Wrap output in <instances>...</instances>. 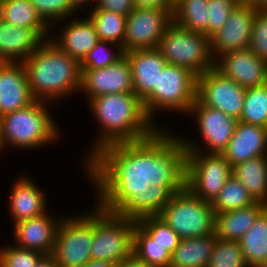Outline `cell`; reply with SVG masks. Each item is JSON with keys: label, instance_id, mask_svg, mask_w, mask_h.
Here are the masks:
<instances>
[{"label": "cell", "instance_id": "6da1fadb", "mask_svg": "<svg viewBox=\"0 0 267 267\" xmlns=\"http://www.w3.org/2000/svg\"><path fill=\"white\" fill-rule=\"evenodd\" d=\"M159 128L140 141L102 147L84 165L97 205L133 220L158 216L175 193L186 189L187 149Z\"/></svg>", "mask_w": 267, "mask_h": 267}, {"label": "cell", "instance_id": "7a4b0ae2", "mask_svg": "<svg viewBox=\"0 0 267 267\" xmlns=\"http://www.w3.org/2000/svg\"><path fill=\"white\" fill-rule=\"evenodd\" d=\"M87 102L102 131L91 145L85 163L104 146L140 141L159 129L149 119L143 102L135 93L105 94L87 99Z\"/></svg>", "mask_w": 267, "mask_h": 267}, {"label": "cell", "instance_id": "3957f363", "mask_svg": "<svg viewBox=\"0 0 267 267\" xmlns=\"http://www.w3.org/2000/svg\"><path fill=\"white\" fill-rule=\"evenodd\" d=\"M23 63L29 89L35 100L53 103L81 88L80 63L59 49L50 39Z\"/></svg>", "mask_w": 267, "mask_h": 267}, {"label": "cell", "instance_id": "277c9868", "mask_svg": "<svg viewBox=\"0 0 267 267\" xmlns=\"http://www.w3.org/2000/svg\"><path fill=\"white\" fill-rule=\"evenodd\" d=\"M46 101L34 100L30 105L0 118L2 146L36 149L58 138L59 130L46 109Z\"/></svg>", "mask_w": 267, "mask_h": 267}, {"label": "cell", "instance_id": "5b68a950", "mask_svg": "<svg viewBox=\"0 0 267 267\" xmlns=\"http://www.w3.org/2000/svg\"><path fill=\"white\" fill-rule=\"evenodd\" d=\"M94 209L91 260L117 264L133 253L137 221L107 212L99 205Z\"/></svg>", "mask_w": 267, "mask_h": 267}, {"label": "cell", "instance_id": "8992f818", "mask_svg": "<svg viewBox=\"0 0 267 267\" xmlns=\"http://www.w3.org/2000/svg\"><path fill=\"white\" fill-rule=\"evenodd\" d=\"M167 64L188 68L201 75L214 67L210 38L172 22L157 47Z\"/></svg>", "mask_w": 267, "mask_h": 267}, {"label": "cell", "instance_id": "52a82bcc", "mask_svg": "<svg viewBox=\"0 0 267 267\" xmlns=\"http://www.w3.org/2000/svg\"><path fill=\"white\" fill-rule=\"evenodd\" d=\"M197 75L188 68L167 64L159 74L158 85L142 101L146 114L153 120L158 110L188 113L196 100Z\"/></svg>", "mask_w": 267, "mask_h": 267}, {"label": "cell", "instance_id": "ba28073f", "mask_svg": "<svg viewBox=\"0 0 267 267\" xmlns=\"http://www.w3.org/2000/svg\"><path fill=\"white\" fill-rule=\"evenodd\" d=\"M180 239L215 233V212L211 202L194 196L187 188L175 193L158 214Z\"/></svg>", "mask_w": 267, "mask_h": 267}, {"label": "cell", "instance_id": "9c48e42d", "mask_svg": "<svg viewBox=\"0 0 267 267\" xmlns=\"http://www.w3.org/2000/svg\"><path fill=\"white\" fill-rule=\"evenodd\" d=\"M85 214L62 217L52 252L60 267H82L91 260L93 210Z\"/></svg>", "mask_w": 267, "mask_h": 267}, {"label": "cell", "instance_id": "30bf717a", "mask_svg": "<svg viewBox=\"0 0 267 267\" xmlns=\"http://www.w3.org/2000/svg\"><path fill=\"white\" fill-rule=\"evenodd\" d=\"M233 167L222 154L187 151L186 188L212 202L232 176Z\"/></svg>", "mask_w": 267, "mask_h": 267}, {"label": "cell", "instance_id": "8fae6325", "mask_svg": "<svg viewBox=\"0 0 267 267\" xmlns=\"http://www.w3.org/2000/svg\"><path fill=\"white\" fill-rule=\"evenodd\" d=\"M245 90L214 67L197 76L196 99L236 120L243 110Z\"/></svg>", "mask_w": 267, "mask_h": 267}, {"label": "cell", "instance_id": "7c38bea8", "mask_svg": "<svg viewBox=\"0 0 267 267\" xmlns=\"http://www.w3.org/2000/svg\"><path fill=\"white\" fill-rule=\"evenodd\" d=\"M187 114H192V116L195 114L194 116L198 123L197 126L200 130L199 133L204 140L203 144H206V147L204 146L203 148L202 146H196L195 142L192 144V141L179 137L187 151L222 154L234 133L238 120L229 117L218 109L200 103L197 99Z\"/></svg>", "mask_w": 267, "mask_h": 267}, {"label": "cell", "instance_id": "4fadbf2b", "mask_svg": "<svg viewBox=\"0 0 267 267\" xmlns=\"http://www.w3.org/2000/svg\"><path fill=\"white\" fill-rule=\"evenodd\" d=\"M172 14V11L166 9L134 8L126 16L124 53L157 48L166 29L173 22Z\"/></svg>", "mask_w": 267, "mask_h": 267}, {"label": "cell", "instance_id": "5bb4252c", "mask_svg": "<svg viewBox=\"0 0 267 267\" xmlns=\"http://www.w3.org/2000/svg\"><path fill=\"white\" fill-rule=\"evenodd\" d=\"M80 70V91L89 100L105 94L134 93L131 65L125 54L104 68Z\"/></svg>", "mask_w": 267, "mask_h": 267}, {"label": "cell", "instance_id": "9a60e30c", "mask_svg": "<svg viewBox=\"0 0 267 267\" xmlns=\"http://www.w3.org/2000/svg\"><path fill=\"white\" fill-rule=\"evenodd\" d=\"M258 9L250 4H238L226 24L210 38L213 60L225 53L248 48L252 23Z\"/></svg>", "mask_w": 267, "mask_h": 267}, {"label": "cell", "instance_id": "2e32d148", "mask_svg": "<svg viewBox=\"0 0 267 267\" xmlns=\"http://www.w3.org/2000/svg\"><path fill=\"white\" fill-rule=\"evenodd\" d=\"M214 68L244 89L267 84V61L249 48L223 54L214 61Z\"/></svg>", "mask_w": 267, "mask_h": 267}, {"label": "cell", "instance_id": "e0dca14e", "mask_svg": "<svg viewBox=\"0 0 267 267\" xmlns=\"http://www.w3.org/2000/svg\"><path fill=\"white\" fill-rule=\"evenodd\" d=\"M34 100L24 63L0 62V118Z\"/></svg>", "mask_w": 267, "mask_h": 267}, {"label": "cell", "instance_id": "ac0fdd59", "mask_svg": "<svg viewBox=\"0 0 267 267\" xmlns=\"http://www.w3.org/2000/svg\"><path fill=\"white\" fill-rule=\"evenodd\" d=\"M48 211L40 216L25 219L14 224L16 246L38 251L44 255L52 254L56 233L62 218H52Z\"/></svg>", "mask_w": 267, "mask_h": 267}, {"label": "cell", "instance_id": "d6986e66", "mask_svg": "<svg viewBox=\"0 0 267 267\" xmlns=\"http://www.w3.org/2000/svg\"><path fill=\"white\" fill-rule=\"evenodd\" d=\"M124 54L131 65L134 93L143 101L158 85L159 74L167 62L158 48L133 50Z\"/></svg>", "mask_w": 267, "mask_h": 267}, {"label": "cell", "instance_id": "ffe728a7", "mask_svg": "<svg viewBox=\"0 0 267 267\" xmlns=\"http://www.w3.org/2000/svg\"><path fill=\"white\" fill-rule=\"evenodd\" d=\"M222 155L232 167L251 158L267 155V128L237 121Z\"/></svg>", "mask_w": 267, "mask_h": 267}, {"label": "cell", "instance_id": "44dd1931", "mask_svg": "<svg viewBox=\"0 0 267 267\" xmlns=\"http://www.w3.org/2000/svg\"><path fill=\"white\" fill-rule=\"evenodd\" d=\"M46 40L35 30L0 21V62L23 63Z\"/></svg>", "mask_w": 267, "mask_h": 267}, {"label": "cell", "instance_id": "7402d4cb", "mask_svg": "<svg viewBox=\"0 0 267 267\" xmlns=\"http://www.w3.org/2000/svg\"><path fill=\"white\" fill-rule=\"evenodd\" d=\"M59 49L75 58L79 63L95 47L99 41L95 27L86 17L82 20L73 18L57 38H49Z\"/></svg>", "mask_w": 267, "mask_h": 267}, {"label": "cell", "instance_id": "603a6c76", "mask_svg": "<svg viewBox=\"0 0 267 267\" xmlns=\"http://www.w3.org/2000/svg\"><path fill=\"white\" fill-rule=\"evenodd\" d=\"M45 195L28 176L22 175L16 180L9 197V211L14 223L46 213Z\"/></svg>", "mask_w": 267, "mask_h": 267}, {"label": "cell", "instance_id": "cb8c5ba5", "mask_svg": "<svg viewBox=\"0 0 267 267\" xmlns=\"http://www.w3.org/2000/svg\"><path fill=\"white\" fill-rule=\"evenodd\" d=\"M266 207V204L255 202L245 208L216 213V236L223 240L239 241Z\"/></svg>", "mask_w": 267, "mask_h": 267}, {"label": "cell", "instance_id": "d4e9b609", "mask_svg": "<svg viewBox=\"0 0 267 267\" xmlns=\"http://www.w3.org/2000/svg\"><path fill=\"white\" fill-rule=\"evenodd\" d=\"M215 243V233L180 239L178 246L171 254L169 267H207Z\"/></svg>", "mask_w": 267, "mask_h": 267}, {"label": "cell", "instance_id": "484cf974", "mask_svg": "<svg viewBox=\"0 0 267 267\" xmlns=\"http://www.w3.org/2000/svg\"><path fill=\"white\" fill-rule=\"evenodd\" d=\"M232 174L243 184L255 202L267 205V155L233 166Z\"/></svg>", "mask_w": 267, "mask_h": 267}, {"label": "cell", "instance_id": "4316f807", "mask_svg": "<svg viewBox=\"0 0 267 267\" xmlns=\"http://www.w3.org/2000/svg\"><path fill=\"white\" fill-rule=\"evenodd\" d=\"M247 267L267 266V207L239 240Z\"/></svg>", "mask_w": 267, "mask_h": 267}, {"label": "cell", "instance_id": "83f0119b", "mask_svg": "<svg viewBox=\"0 0 267 267\" xmlns=\"http://www.w3.org/2000/svg\"><path fill=\"white\" fill-rule=\"evenodd\" d=\"M0 8L3 21L18 27L35 29L48 40L51 27L37 13L30 0H1Z\"/></svg>", "mask_w": 267, "mask_h": 267}, {"label": "cell", "instance_id": "f1b7e54d", "mask_svg": "<svg viewBox=\"0 0 267 267\" xmlns=\"http://www.w3.org/2000/svg\"><path fill=\"white\" fill-rule=\"evenodd\" d=\"M172 17L178 26L208 36V0H178Z\"/></svg>", "mask_w": 267, "mask_h": 267}, {"label": "cell", "instance_id": "f546056e", "mask_svg": "<svg viewBox=\"0 0 267 267\" xmlns=\"http://www.w3.org/2000/svg\"><path fill=\"white\" fill-rule=\"evenodd\" d=\"M95 27L99 40L120 45L124 51L126 16L105 10H92L88 17Z\"/></svg>", "mask_w": 267, "mask_h": 267}, {"label": "cell", "instance_id": "4dcf8cb0", "mask_svg": "<svg viewBox=\"0 0 267 267\" xmlns=\"http://www.w3.org/2000/svg\"><path fill=\"white\" fill-rule=\"evenodd\" d=\"M133 252L149 267H169L171 262V253L156 243L137 223Z\"/></svg>", "mask_w": 267, "mask_h": 267}, {"label": "cell", "instance_id": "1f68e13d", "mask_svg": "<svg viewBox=\"0 0 267 267\" xmlns=\"http://www.w3.org/2000/svg\"><path fill=\"white\" fill-rule=\"evenodd\" d=\"M255 201L249 195L243 184L232 174L226 181L215 199L211 202L216 213L237 210L254 204Z\"/></svg>", "mask_w": 267, "mask_h": 267}, {"label": "cell", "instance_id": "d6a6232c", "mask_svg": "<svg viewBox=\"0 0 267 267\" xmlns=\"http://www.w3.org/2000/svg\"><path fill=\"white\" fill-rule=\"evenodd\" d=\"M238 121L267 128V84L247 88Z\"/></svg>", "mask_w": 267, "mask_h": 267}, {"label": "cell", "instance_id": "836d02e7", "mask_svg": "<svg viewBox=\"0 0 267 267\" xmlns=\"http://www.w3.org/2000/svg\"><path fill=\"white\" fill-rule=\"evenodd\" d=\"M137 224L149 235L156 243L163 246L171 254L179 244L178 234L158 216H147L137 220Z\"/></svg>", "mask_w": 267, "mask_h": 267}, {"label": "cell", "instance_id": "e575fe53", "mask_svg": "<svg viewBox=\"0 0 267 267\" xmlns=\"http://www.w3.org/2000/svg\"><path fill=\"white\" fill-rule=\"evenodd\" d=\"M207 267H247L239 241L223 240L216 243Z\"/></svg>", "mask_w": 267, "mask_h": 267}, {"label": "cell", "instance_id": "d590c367", "mask_svg": "<svg viewBox=\"0 0 267 267\" xmlns=\"http://www.w3.org/2000/svg\"><path fill=\"white\" fill-rule=\"evenodd\" d=\"M107 45L110 46L108 47ZM123 55L124 51L120 45L110 41L99 40L95 47L80 62V69L104 68L116 62Z\"/></svg>", "mask_w": 267, "mask_h": 267}, {"label": "cell", "instance_id": "8d00e7d4", "mask_svg": "<svg viewBox=\"0 0 267 267\" xmlns=\"http://www.w3.org/2000/svg\"><path fill=\"white\" fill-rule=\"evenodd\" d=\"M41 18L51 27H55L58 21L74 17L71 0H30ZM53 25V27H52Z\"/></svg>", "mask_w": 267, "mask_h": 267}, {"label": "cell", "instance_id": "74e56055", "mask_svg": "<svg viewBox=\"0 0 267 267\" xmlns=\"http://www.w3.org/2000/svg\"><path fill=\"white\" fill-rule=\"evenodd\" d=\"M44 254L24 249L18 246H9L0 249V267H36Z\"/></svg>", "mask_w": 267, "mask_h": 267}, {"label": "cell", "instance_id": "f35d334b", "mask_svg": "<svg viewBox=\"0 0 267 267\" xmlns=\"http://www.w3.org/2000/svg\"><path fill=\"white\" fill-rule=\"evenodd\" d=\"M238 3L235 0H208V37L215 35L227 22Z\"/></svg>", "mask_w": 267, "mask_h": 267}, {"label": "cell", "instance_id": "ab89813d", "mask_svg": "<svg viewBox=\"0 0 267 267\" xmlns=\"http://www.w3.org/2000/svg\"><path fill=\"white\" fill-rule=\"evenodd\" d=\"M248 48L258 58L267 61V11H257Z\"/></svg>", "mask_w": 267, "mask_h": 267}, {"label": "cell", "instance_id": "60d3db41", "mask_svg": "<svg viewBox=\"0 0 267 267\" xmlns=\"http://www.w3.org/2000/svg\"><path fill=\"white\" fill-rule=\"evenodd\" d=\"M94 9L105 10L128 16L135 8L134 0H97Z\"/></svg>", "mask_w": 267, "mask_h": 267}, {"label": "cell", "instance_id": "b9f144b4", "mask_svg": "<svg viewBox=\"0 0 267 267\" xmlns=\"http://www.w3.org/2000/svg\"><path fill=\"white\" fill-rule=\"evenodd\" d=\"M134 5L138 9L155 8L173 12L175 2L173 0H134Z\"/></svg>", "mask_w": 267, "mask_h": 267}, {"label": "cell", "instance_id": "7bdbcfd3", "mask_svg": "<svg viewBox=\"0 0 267 267\" xmlns=\"http://www.w3.org/2000/svg\"><path fill=\"white\" fill-rule=\"evenodd\" d=\"M117 267H149L144 261H142L134 252L117 263Z\"/></svg>", "mask_w": 267, "mask_h": 267}, {"label": "cell", "instance_id": "ee69618b", "mask_svg": "<svg viewBox=\"0 0 267 267\" xmlns=\"http://www.w3.org/2000/svg\"><path fill=\"white\" fill-rule=\"evenodd\" d=\"M36 267H60L52 254L43 255Z\"/></svg>", "mask_w": 267, "mask_h": 267}, {"label": "cell", "instance_id": "f6af8a7d", "mask_svg": "<svg viewBox=\"0 0 267 267\" xmlns=\"http://www.w3.org/2000/svg\"><path fill=\"white\" fill-rule=\"evenodd\" d=\"M82 267H117V264L101 260H90Z\"/></svg>", "mask_w": 267, "mask_h": 267}, {"label": "cell", "instance_id": "bcb514c9", "mask_svg": "<svg viewBox=\"0 0 267 267\" xmlns=\"http://www.w3.org/2000/svg\"><path fill=\"white\" fill-rule=\"evenodd\" d=\"M97 2V0H71L72 9L77 12L78 9H83L85 5L89 4V2ZM87 3V4H86Z\"/></svg>", "mask_w": 267, "mask_h": 267}, {"label": "cell", "instance_id": "7dc6e473", "mask_svg": "<svg viewBox=\"0 0 267 267\" xmlns=\"http://www.w3.org/2000/svg\"><path fill=\"white\" fill-rule=\"evenodd\" d=\"M259 11H267V0H255L253 4Z\"/></svg>", "mask_w": 267, "mask_h": 267}, {"label": "cell", "instance_id": "c3c4849f", "mask_svg": "<svg viewBox=\"0 0 267 267\" xmlns=\"http://www.w3.org/2000/svg\"><path fill=\"white\" fill-rule=\"evenodd\" d=\"M238 4H250L253 5L255 0H235Z\"/></svg>", "mask_w": 267, "mask_h": 267}, {"label": "cell", "instance_id": "681fc988", "mask_svg": "<svg viewBox=\"0 0 267 267\" xmlns=\"http://www.w3.org/2000/svg\"><path fill=\"white\" fill-rule=\"evenodd\" d=\"M1 150H4V149H3V146H2V143H1V139H0V152H2Z\"/></svg>", "mask_w": 267, "mask_h": 267}]
</instances>
